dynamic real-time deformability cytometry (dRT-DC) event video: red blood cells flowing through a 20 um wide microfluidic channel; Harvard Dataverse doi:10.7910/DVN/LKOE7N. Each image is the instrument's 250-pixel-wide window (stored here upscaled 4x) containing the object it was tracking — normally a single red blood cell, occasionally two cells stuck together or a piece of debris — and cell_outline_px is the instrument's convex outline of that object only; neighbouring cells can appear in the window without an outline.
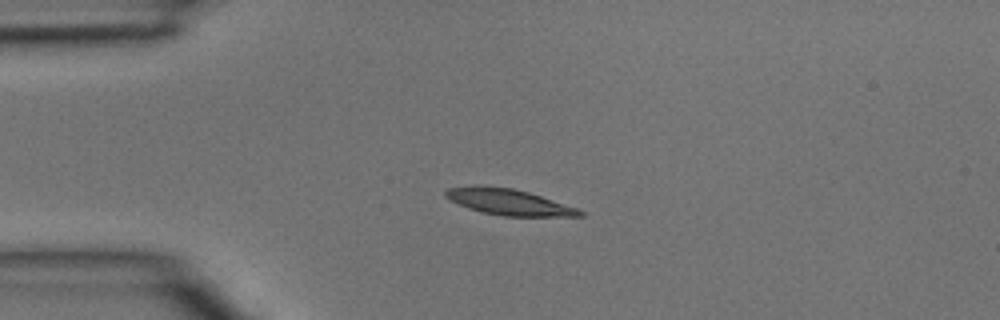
{"species": "common noctule bat (a hibernating species)", "species_latin": "Nyctalus noctula", "temperature_condition": "room temperature", "stored_images_in_passage": 3, "camera_frame_rate_fps": 3000, "um_per_image_px": 0.085, "animal": {"sex": "male", "body_mass_g": 15.6}, "frame": {"image": 1, "passage_image": 3, "time_ms": 0.667, "image_size_px": [1000, 320], "cell_outline_px": [[584, 216], [504, 216], [480, 212], [468, 208], [448, 200], [444, 196], [444, 192], [448, 188], [476, 184], [480, 184], [512, 188], [528, 192], [576, 208], [584, 212]], "centroid_in_image_um": [43.14, 17.15], "position_along_channel_um": 41.9, "area_um2": 20.46}}